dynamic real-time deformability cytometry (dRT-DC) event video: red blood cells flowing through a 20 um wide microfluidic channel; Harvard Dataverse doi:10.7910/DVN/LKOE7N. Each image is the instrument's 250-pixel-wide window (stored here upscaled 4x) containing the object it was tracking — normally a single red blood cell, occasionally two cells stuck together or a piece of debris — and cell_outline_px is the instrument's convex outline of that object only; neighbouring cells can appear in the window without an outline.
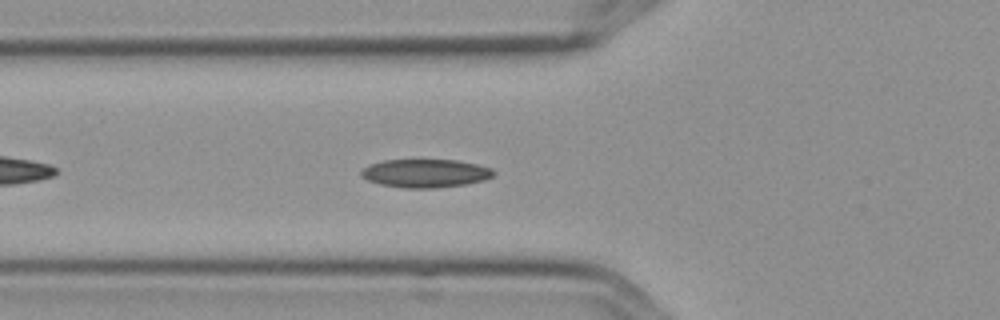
{"species": "Egyptian fruit bat (a non-hibernating species)", "species_latin": "Rousettus aegyptiacus", "temperature_condition": "cold", "stored_images_in_passage": 6, "camera_frame_rate_fps": 3000, "um_per_image_px": 0.085, "frame": {"image": 1, "passage_image": 6, "time_ms": 1.667, "image_size_px": [1000, 320], "cell_outline_px": [[496, 172], [492, 176], [484, 180], [464, 184], [432, 188], [404, 188], [380, 184], [368, 180], [360, 176], [360, 172], [364, 168], [372, 164], [384, 160], [456, 160], [476, 164], [492, 168]], "centroid_in_image_um": [36.16, 14.73], "position_along_channel_um": 89.6, "area_um2": 21.68}}